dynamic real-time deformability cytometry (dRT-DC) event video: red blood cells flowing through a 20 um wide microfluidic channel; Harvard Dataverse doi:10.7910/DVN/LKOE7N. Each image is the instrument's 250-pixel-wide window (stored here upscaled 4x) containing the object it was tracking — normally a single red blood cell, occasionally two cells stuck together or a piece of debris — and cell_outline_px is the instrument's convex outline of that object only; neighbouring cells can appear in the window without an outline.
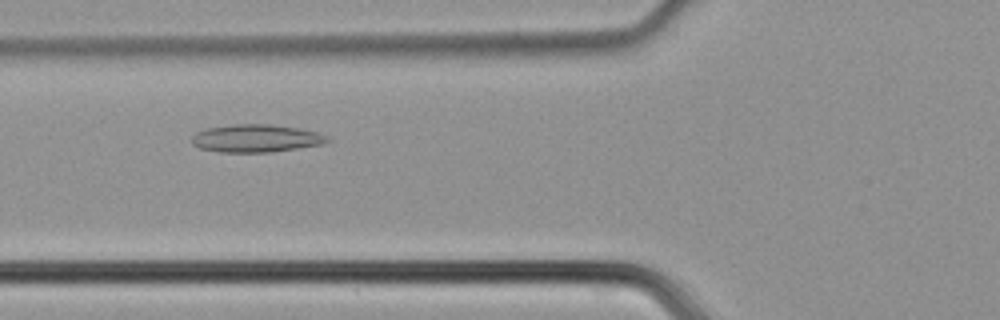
{"species": "common noctule bat (a hibernating species)", "species_latin": "Nyctalus noctula", "temperature_condition": "cold", "stored_images_in_passage": 39, "camera_frame_rate_fps": 3000, "um_per_image_px": 0.085, "animal": {"sex": "male", "body_mass_g": 21.5, "forearm_length_mm": 52.0}, "frame": {"image": 1, "passage_image": 10, "time_ms": 3.0, "image_size_px": [1000, 320], "cell_outline_px": [[332, 140], [324, 144], [272, 152], [220, 152], [200, 148], [192, 144], [192, 136], [196, 132], [208, 128], [232, 124], [268, 124], [300, 128], [316, 132], [328, 136]], "centroid_in_image_um": [21.79, 11.76], "position_along_channel_um": 104.0, "area_um2": 22.02}}
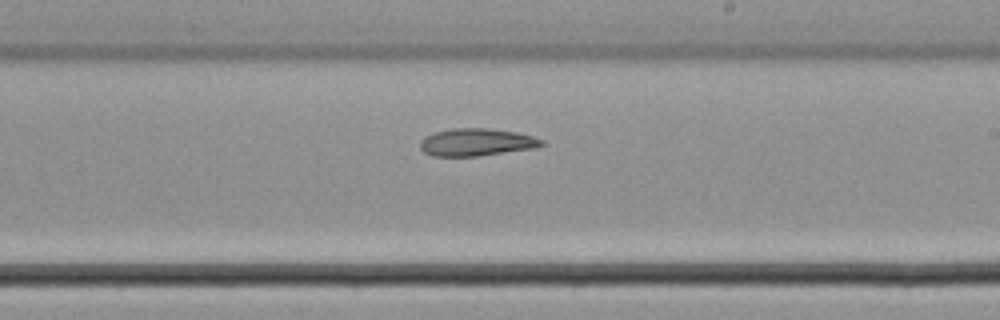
{"frame": {"image": 2, "passage_image": 20, "time_ms": 6.333, "image_size_px": [1000, 320], "cell_outline_px": [[544, 144], [536, 148], [480, 156], [432, 156], [424, 152], [420, 148], [420, 140], [424, 136], [432, 132], [452, 128], [488, 128], [516, 132], [532, 136], [544, 140]], "centroid_in_image_um": [40.48, 12.09], "position_along_channel_um": 248.5, "area_um2": 19.71}}
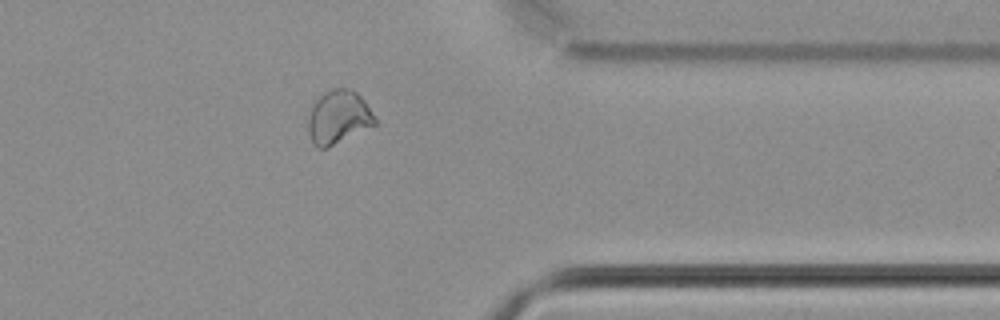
{"frame": {"image": 3, "passage_image": 30, "time_ms": 9.667, "image_size_px": [1000, 320], "cell_outline_px": [[376, 124], [328, 148], [316, 148], [312, 144], [308, 132], [308, 116], [312, 104], [324, 92], [332, 88], [352, 88], [364, 100], [376, 120]], "centroid_in_image_um": [28.73, 9.97], "position_along_channel_um": 382.7, "area_um2": 20.92}}